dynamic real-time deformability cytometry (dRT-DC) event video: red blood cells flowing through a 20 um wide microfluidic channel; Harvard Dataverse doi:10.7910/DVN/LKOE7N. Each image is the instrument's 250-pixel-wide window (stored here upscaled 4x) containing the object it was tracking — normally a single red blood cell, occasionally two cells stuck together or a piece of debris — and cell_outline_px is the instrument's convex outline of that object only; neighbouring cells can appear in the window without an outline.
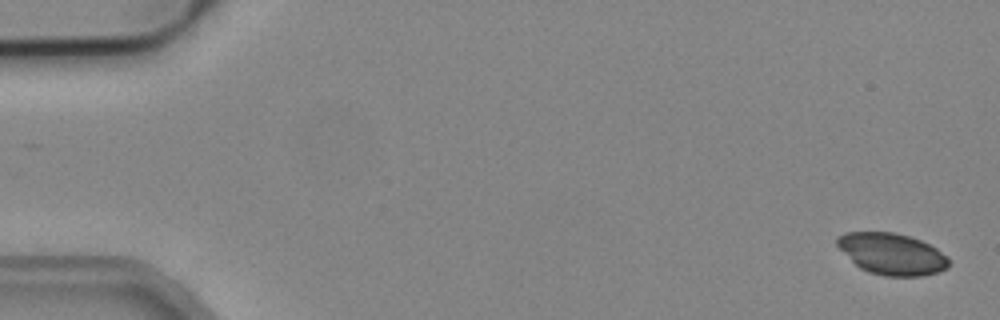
{"species": "common noctule bat (a hibernating species)", "species_latin": "Nyctalus noctula", "temperature_condition": "cold", "stored_images_in_passage": 5, "camera_frame_rate_fps": 3000, "um_per_image_px": 0.085, "animal": {"sex": "male", "body_mass_g": 19.2, "forearm_length_mm": 51.8}, "frame": {"image": 1, "passage_image": 1, "time_ms": 0.0, "image_size_px": [1000, 320], "cell_outline_px": [[948, 268], [940, 272], [924, 276], [884, 276], [868, 272], [860, 268], [836, 244], [836, 236], [844, 232], [892, 232], [908, 236], [920, 240], [936, 248], [948, 256]], "centroid_in_image_um": [75.82, 21.59], "position_along_channel_um": 9.2, "area_um2": 26.99}}